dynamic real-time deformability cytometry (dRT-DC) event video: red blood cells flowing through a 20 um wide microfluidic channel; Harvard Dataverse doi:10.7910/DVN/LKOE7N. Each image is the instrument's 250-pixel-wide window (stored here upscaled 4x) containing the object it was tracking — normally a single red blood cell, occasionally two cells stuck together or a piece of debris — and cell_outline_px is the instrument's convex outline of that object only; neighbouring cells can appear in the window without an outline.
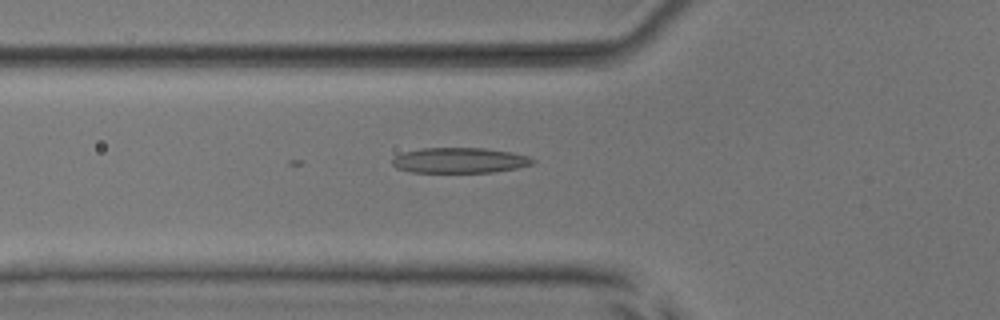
{"species": "common noctule bat (a hibernating species)", "species_latin": "Nyctalus noctula", "temperature_condition": "room temperature", "stored_images_in_passage": 52, "camera_frame_rate_fps": 3000, "um_per_image_px": 0.085, "animal": {"sex": "male", "body_mass_g": 17.9, "forearm_length_mm": 54.2}, "frame": {"image": 1, "passage_image": 19, "time_ms": 6.0, "image_size_px": [1000, 320], "cell_outline_px": [[536, 160], [532, 164], [516, 168], [492, 172], [412, 172], [396, 168], [392, 164], [392, 160], [400, 152], [420, 148], [484, 148], [512, 152], [528, 156]], "centroid_in_image_um": [39.04, 13.62], "position_along_channel_um": 86.8, "area_um2": 20.81}}
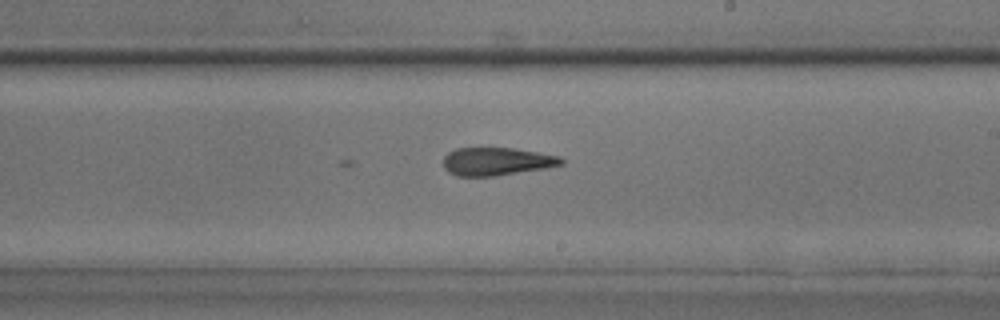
{"frame": {"image": 2, "passage_image": 31, "time_ms": 10.0, "image_size_px": [1000, 320], "cell_outline_px": [[564, 164], [544, 168], [496, 176], [456, 176], [448, 172], [444, 168], [444, 156], [448, 152], [456, 148], [516, 148], [560, 156], [564, 160]], "centroid_in_image_um": [42.21, 13.72], "position_along_channel_um": 246.8, "area_um2": 19.31}}
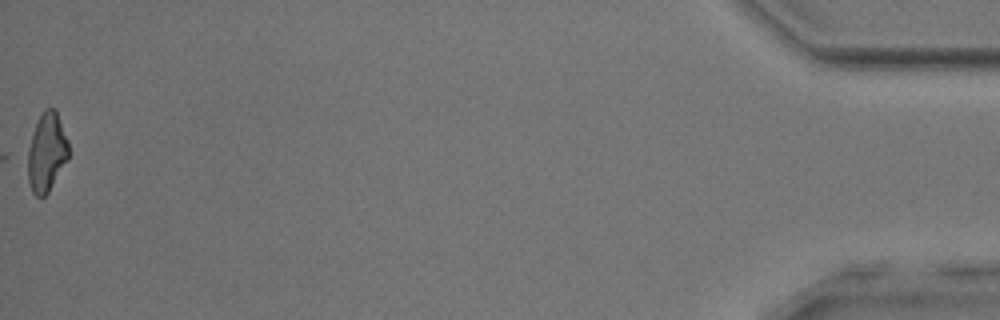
{"frame": {"image": 3, "passage_image": 52, "time_ms": 17.0, "image_size_px": [1000, 320], "cell_outline_px": [[68, 160], [48, 192], [44, 196], [36, 196], [32, 192], [20, 156], [20, 152], [44, 108], [52, 108], [56, 112], [68, 140]], "centroid_in_image_um": [3.82, 12.97], "position_along_channel_um": 431.4, "area_um2": 20.17}}